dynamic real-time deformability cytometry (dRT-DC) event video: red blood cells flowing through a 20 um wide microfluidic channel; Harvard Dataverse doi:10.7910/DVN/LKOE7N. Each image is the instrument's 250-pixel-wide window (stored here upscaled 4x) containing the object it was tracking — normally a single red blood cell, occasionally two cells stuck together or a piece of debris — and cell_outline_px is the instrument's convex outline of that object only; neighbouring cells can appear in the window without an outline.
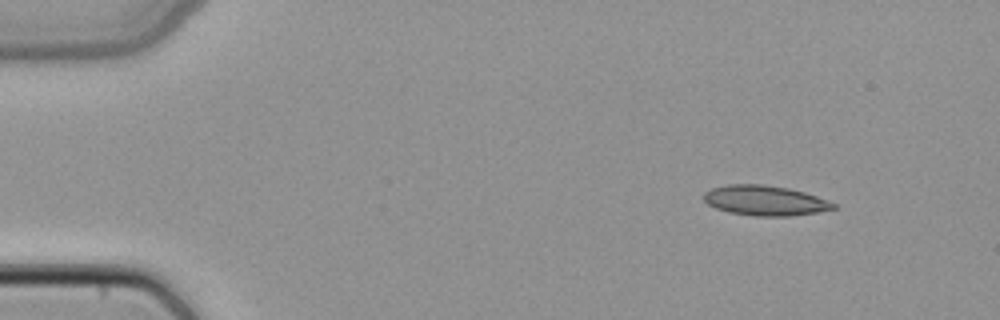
{"species": "common noctule bat (a hibernating species)", "species_latin": "Nyctalus noctula", "temperature_condition": "cold", "stored_images_in_passage": 44, "camera_frame_rate_fps": 3000, "um_per_image_px": 0.085, "animal": {"sex": "female", "body_mass_g": 22.7, "forearm_length_mm": 54.2}, "frame": {"image": 1, "passage_image": 1, "time_ms": 0.0, "image_size_px": [1000, 320], "cell_outline_px": [[836, 208], [820, 212], [788, 216], [756, 216], [728, 212], [716, 208], [708, 204], [704, 200], [704, 192], [712, 188], [728, 184], [764, 184], [788, 188], [804, 192], [816, 196], [836, 204]], "centroid_in_image_um": [65.02, 17.04], "position_along_channel_um": 20.0, "area_um2": 22.66}}
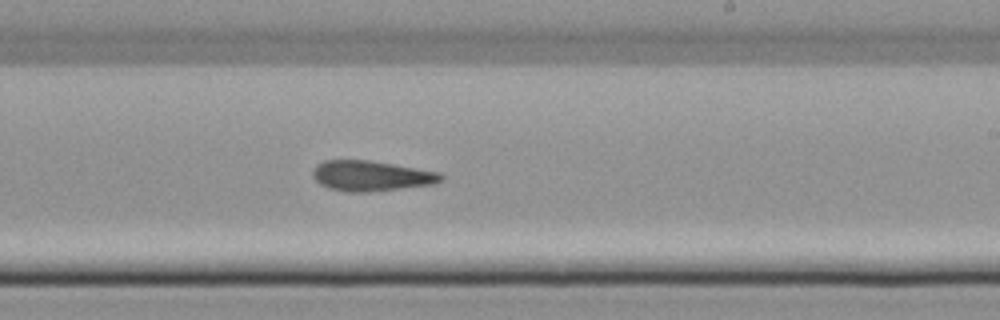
{"frame": {"image": 2, "passage_image": 25, "time_ms": 8.0, "image_size_px": [1000, 320], "cell_outline_px": [[444, 180], [436, 184], [368, 192], [348, 192], [328, 188], [320, 184], [312, 176], [312, 172], [316, 164], [324, 160], [368, 160], [440, 172], [444, 176]], "centroid_in_image_um": [31.56, 14.95], "position_along_channel_um": 257.4, "area_um2": 22.77}}
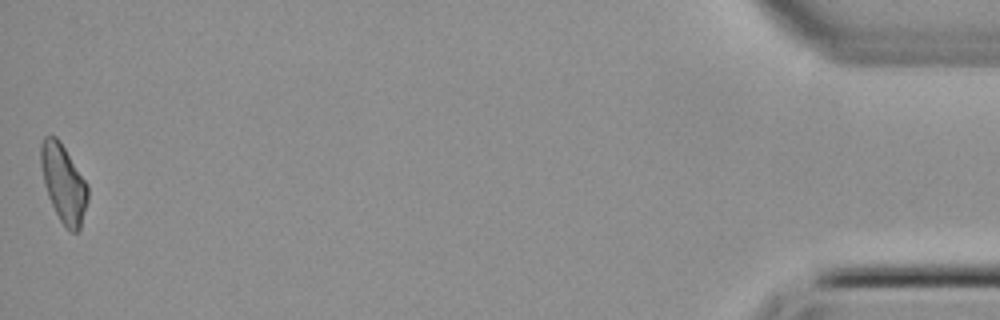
{"frame": {"image": 3, "passage_image": 44, "time_ms": 14.333, "image_size_px": [1000, 320], "cell_outline_px": [[88, 200], [80, 228], [76, 232], [72, 232], [60, 220], [48, 196], [44, 184], [40, 164], [40, 144], [44, 136], [56, 136], [60, 140], [88, 184]], "centroid_in_image_um": [5.4, 15.54], "position_along_channel_um": 429.8, "area_um2": 21.27}}